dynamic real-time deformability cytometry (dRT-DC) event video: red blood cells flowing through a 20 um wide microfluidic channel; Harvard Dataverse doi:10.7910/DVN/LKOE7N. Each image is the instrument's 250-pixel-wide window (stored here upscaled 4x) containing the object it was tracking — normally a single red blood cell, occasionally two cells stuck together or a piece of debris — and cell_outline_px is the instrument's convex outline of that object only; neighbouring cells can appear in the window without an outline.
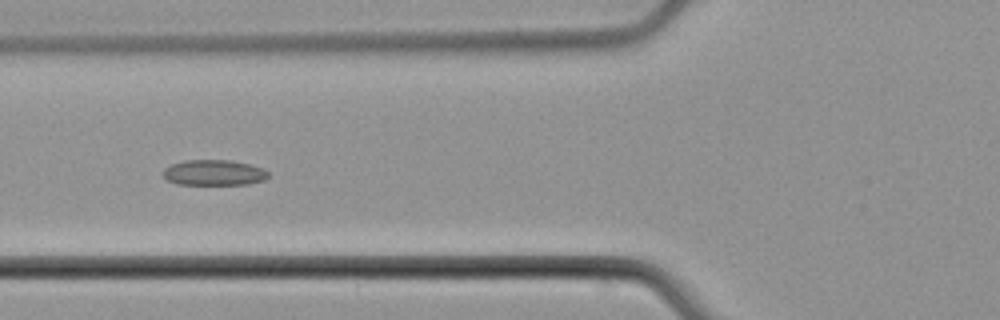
{"species": "common noctule bat (a hibernating species)", "species_latin": "Nyctalus noctula", "temperature_condition": "cold", "stored_images_in_passage": 6, "camera_frame_rate_fps": 3000, "um_per_image_px": 0.085, "animal": {"sex": "male", "body_mass_g": 21.5, "forearm_length_mm": 52.0}, "frame": {"image": 1, "passage_image": 4, "time_ms": 3.667, "image_size_px": [1000, 320], "cell_outline_px": [[268, 176], [264, 180], [248, 184], [176, 184], [168, 180], [164, 176], [164, 168], [172, 164], [184, 160], [232, 160], [264, 168], [268, 172]], "centroid_in_image_um": [18.2, 14.67], "position_along_channel_um": 107.6, "area_um2": 15.61}}
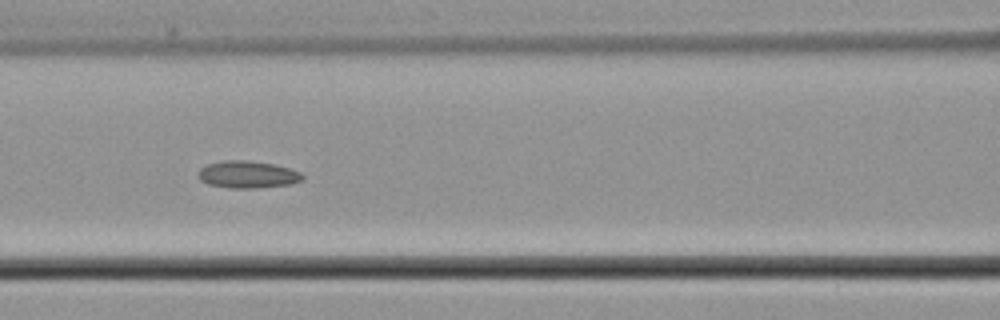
{"frame": {"image": 2, "passage_image": 5, "time_ms": 4.667, "image_size_px": [1000, 320], "cell_outline_px": [[304, 180], [292, 184], [256, 188], [228, 188], [208, 184], [200, 180], [200, 168], [208, 164], [224, 160], [244, 160], [276, 164], [300, 172], [304, 176]], "centroid_in_image_um": [21.09, 14.84], "position_along_channel_um": 145.5, "area_um2": 16.53}}
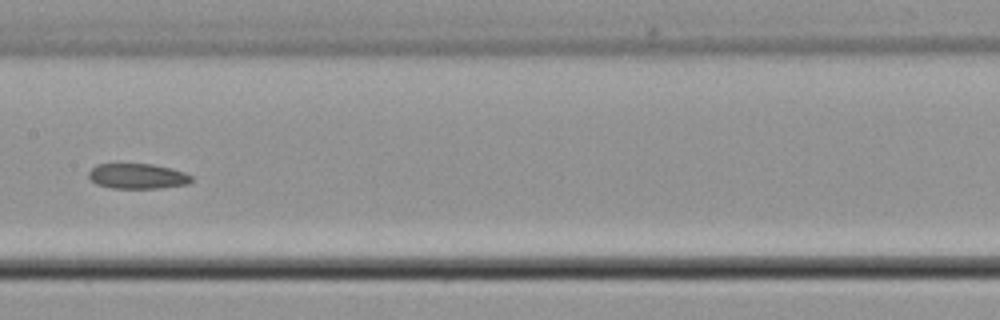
{"frame": {"image": 3, "passage_image": 6, "time_ms": 6.0, "image_size_px": [1000, 320], "cell_outline_px": [[192, 180], [188, 184], [160, 188], [112, 188], [96, 184], [88, 176], [88, 172], [96, 164], [152, 164], [172, 168], [184, 172], [192, 176]], "centroid_in_image_um": [11.69, 14.97], "position_along_channel_um": 195.7, "area_um2": 15.14}}